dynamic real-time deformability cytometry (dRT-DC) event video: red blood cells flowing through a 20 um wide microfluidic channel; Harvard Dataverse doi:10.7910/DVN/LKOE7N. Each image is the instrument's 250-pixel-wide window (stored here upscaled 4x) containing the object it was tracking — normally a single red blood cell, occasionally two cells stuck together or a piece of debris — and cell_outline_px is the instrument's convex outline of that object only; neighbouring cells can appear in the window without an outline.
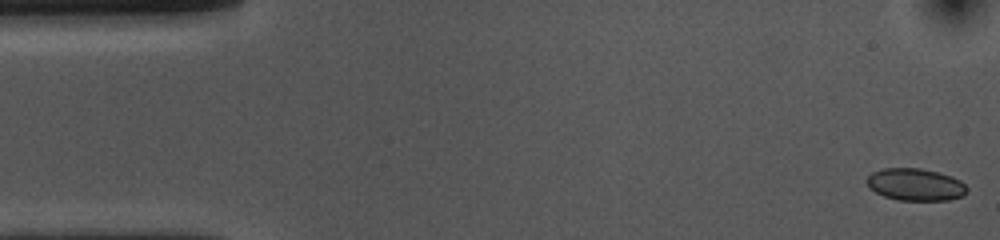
{"species": "common noctule bat (a hibernating species)", "species_latin": "Nyctalus noctula", "temperature_condition": "cold", "stored_images_in_passage": 53, "camera_frame_rate_fps": 3000, "um_per_image_px": 0.085, "animal": {"sex": "female", "body_mass_g": 10.0, "forearm_length_mm": 53.1}, "frame": {"image": 1, "passage_image": 1, "time_ms": 0.0, "image_size_px": [1000, 240], "cell_outline_px": [[968, 192], [964, 196], [948, 200], [896, 200], [884, 196], [868, 188], [864, 180], [872, 172], [884, 168], [920, 168], [952, 176], [960, 180], [968, 188]], "centroid_in_image_um": [77.8, 15.69], "position_along_channel_um": 7.2, "area_um2": 19.02}}
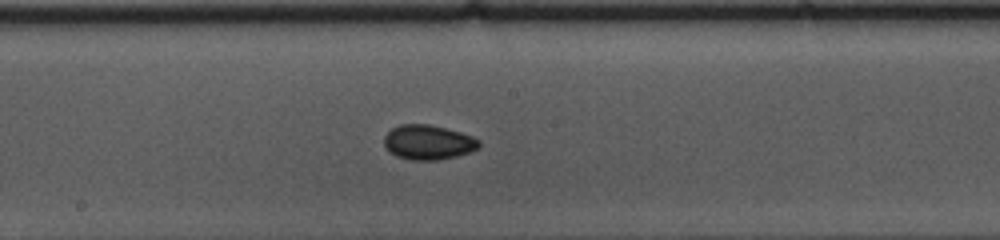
{"frame": {"image": 2, "passage_image": 27, "time_ms": 8.667, "image_size_px": [1000, 240], "cell_outline_px": [[480, 144], [476, 148], [468, 152], [456, 156], [436, 160], [412, 160], [396, 156], [388, 152], [384, 144], [384, 136], [392, 128], [400, 124], [428, 124], [460, 132], [472, 136], [480, 140]], "centroid_in_image_um": [36.35, 12.09], "position_along_channel_um": 211.8, "area_um2": 19.07}}
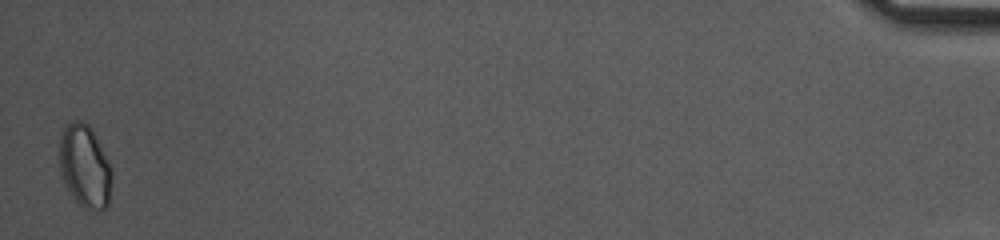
{"frame": {"image": 3, "passage_image": 53, "time_ms": 17.333, "image_size_px": [1000, 240], "cell_outline_px": [[112, 180], [108, 208], [100, 212], [84, 208], [72, 196], [64, 184], [60, 172], [60, 136], [64, 124], [72, 120], [84, 120], [92, 128], [108, 160], [112, 172]], "centroid_in_image_um": [7.22, 14.13], "position_along_channel_um": 428.0, "area_um2": 25.84}, "authors_computed_cell_mechanics": {"area_um2": 18.6694, "velocity_mm_per_s": 3.6422, "shape_relaxation_time_tau1_ms": 5.7928, "shape_relaxation_time_tau2_ms": 7.8791, "deformation_change_tau1": 0.0628, "deformation_change_tau2": 0.069}}